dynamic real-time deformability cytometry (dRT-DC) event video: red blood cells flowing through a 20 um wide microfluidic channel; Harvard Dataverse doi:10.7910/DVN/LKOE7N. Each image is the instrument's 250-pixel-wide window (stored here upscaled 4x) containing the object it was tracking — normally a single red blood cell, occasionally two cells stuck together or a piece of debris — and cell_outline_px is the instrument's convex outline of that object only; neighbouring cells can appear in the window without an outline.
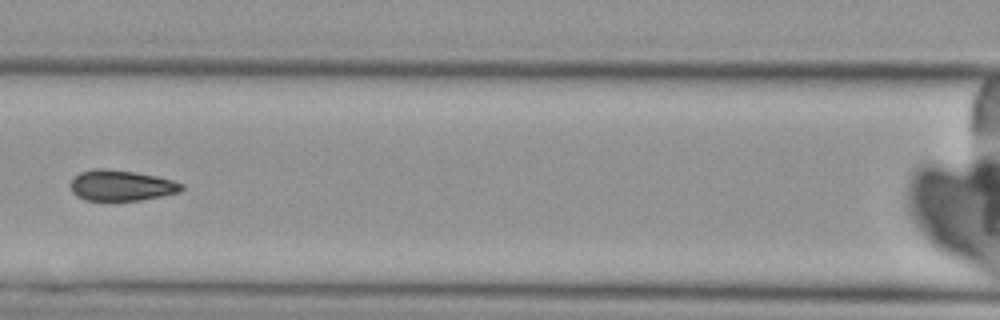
{"species": "Egyptian fruit bat (a non-hibernating species)", "species_latin": "Rousettus aegyptiacus", "temperature_condition": "cold", "stored_images_in_passage": 6, "camera_frame_rate_fps": 3000, "um_per_image_px": 0.085, "animal": {"sex": "female"}, "frame": {"image": 1, "passage_image": 6, "time_ms": 6.0, "image_size_px": [1000, 320], "cell_outline_px": [[184, 188], [180, 192], [140, 200], [84, 200], [76, 196], [72, 192], [72, 180], [80, 172], [92, 168], [104, 168], [136, 172], [156, 176], [172, 180], [184, 184]], "centroid_in_image_um": [10.31, 15.76], "position_along_channel_um": 156.3, "area_um2": 19.83}}